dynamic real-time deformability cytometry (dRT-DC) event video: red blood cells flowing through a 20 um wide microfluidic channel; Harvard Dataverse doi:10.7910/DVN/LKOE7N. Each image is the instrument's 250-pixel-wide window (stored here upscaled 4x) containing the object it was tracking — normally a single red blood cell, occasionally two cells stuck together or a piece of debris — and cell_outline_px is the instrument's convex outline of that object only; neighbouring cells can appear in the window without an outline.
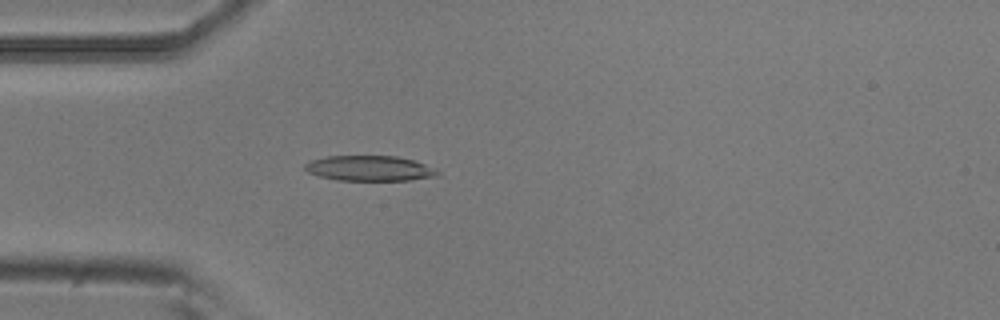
{"species": "common noctule bat (a hibernating species)", "species_latin": "Nyctalus noctula", "temperature_condition": "room temperature", "stored_images_in_passage": 52, "camera_frame_rate_fps": 3000, "um_per_image_px": 0.085, "animal": {"sex": "male", "body_mass_g": 20.5, "forearm_length_mm": 52.5}, "frame": {"image": 1, "passage_image": 14, "time_ms": 4.333, "image_size_px": [1000, 320], "cell_outline_px": [[440, 172], [436, 176], [412, 180], [336, 180], [320, 176], [308, 172], [304, 168], [304, 164], [312, 160], [328, 156], [396, 156], [412, 160], [436, 168]], "centroid_in_image_um": [31.42, 14.31], "position_along_channel_um": 53.6, "area_um2": 19.42}}
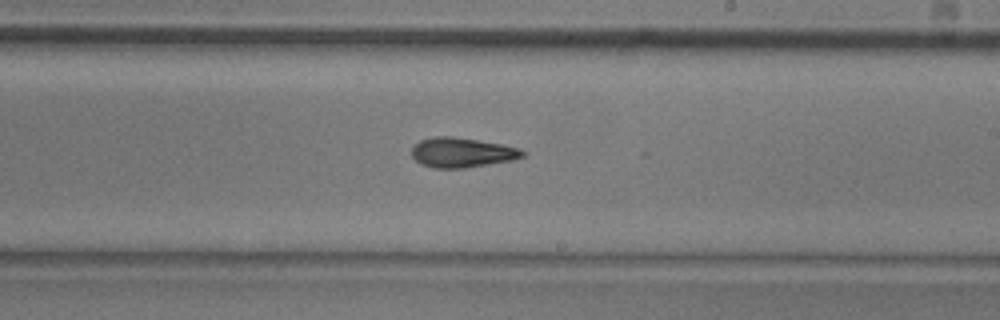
{"frame": {"image": 2, "passage_image": 30, "time_ms": 9.667, "image_size_px": [1000, 320], "cell_outline_px": [[528, 152], [524, 156], [512, 160], [464, 168], [432, 168], [420, 164], [412, 156], [412, 148], [420, 140], [432, 136], [452, 136], [500, 144], [520, 148]], "centroid_in_image_um": [39.26, 12.96], "position_along_channel_um": 249.7, "area_um2": 19.25}}
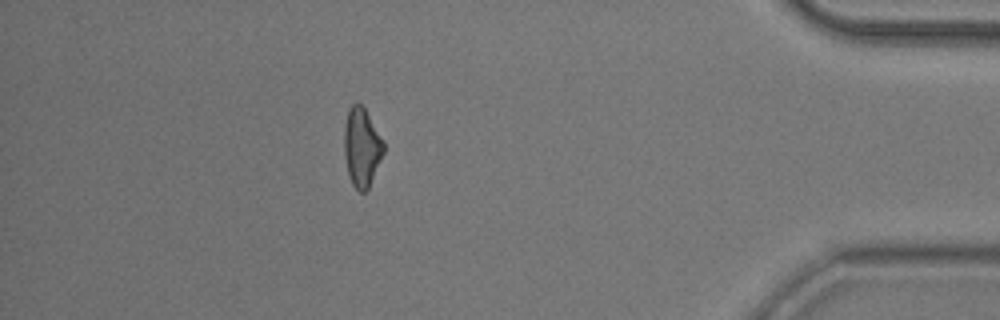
{"frame": {"image": 3, "passage_image": 46, "time_ms": 15.0, "image_size_px": [1000, 320], "cell_outline_px": [[384, 152], [368, 188], [364, 192], [360, 192], [352, 184], [348, 172], [344, 156], [344, 124], [348, 108], [356, 100], [364, 108], [384, 140]], "centroid_in_image_um": [30.73, 12.47], "position_along_channel_um": 404.5, "area_um2": 18.15}, "authors_computed_cell_mechanics": {"area_um2": 18.9295, "velocity_mm_per_s": 3.7777, "shape_relaxation_time_tau1_ms": 9.2614, "shape_relaxation_time_tau2_ms": 5.1323, "deformation_change_tau1": 0.23, "deformation_change_tau2": 0.1536}}